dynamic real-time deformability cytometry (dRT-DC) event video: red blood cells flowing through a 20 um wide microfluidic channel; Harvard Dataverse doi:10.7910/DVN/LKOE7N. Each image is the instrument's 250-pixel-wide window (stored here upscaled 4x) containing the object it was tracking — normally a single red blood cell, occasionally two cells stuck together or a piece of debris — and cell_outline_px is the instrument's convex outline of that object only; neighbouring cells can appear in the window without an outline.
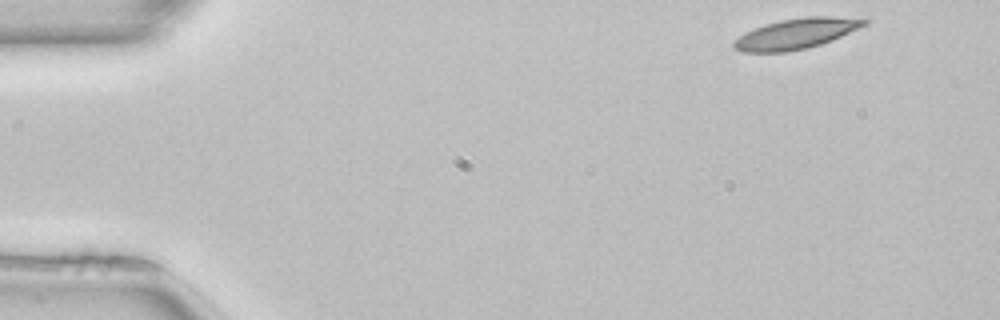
{"species": "common noctule bat (a hibernating species)", "species_latin": "Nyctalus noctula", "temperature_condition": "room temperature", "stored_images_in_passage": 47, "camera_frame_rate_fps": 3000, "um_per_image_px": 0.085, "animal": {"sex": "female", "body_mass_g": 22.7, "forearm_length_mm": 54.2}, "frame": {"image": 1, "passage_image": 1, "time_ms": 0.0, "image_size_px": [1000, 320], "cell_outline_px": [[872, 20], [868, 24], [832, 40], [808, 48], [784, 52], [740, 52], [732, 48], [732, 44], [744, 32], [764, 24], [780, 20], [808, 16], [828, 16]], "centroid_in_image_um": [67.65, 2.86], "position_along_channel_um": 17.3, "area_um2": 23.12}}
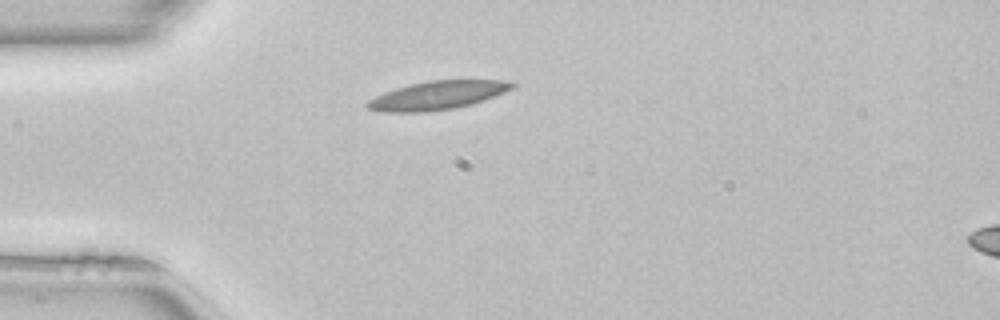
{"frame": {"image": 2, "passage_image": 10, "time_ms": 3.0, "image_size_px": [1000, 320], "cell_outline_px": [[516, 84], [512, 88], [504, 92], [484, 100], [472, 104], [456, 108], [424, 112], [380, 112], [368, 108], [364, 104], [368, 100], [384, 92], [396, 88], [428, 80], [500, 80]], "centroid_in_image_um": [37.14, 8.11], "position_along_channel_um": 47.9, "area_um2": 23.93}}
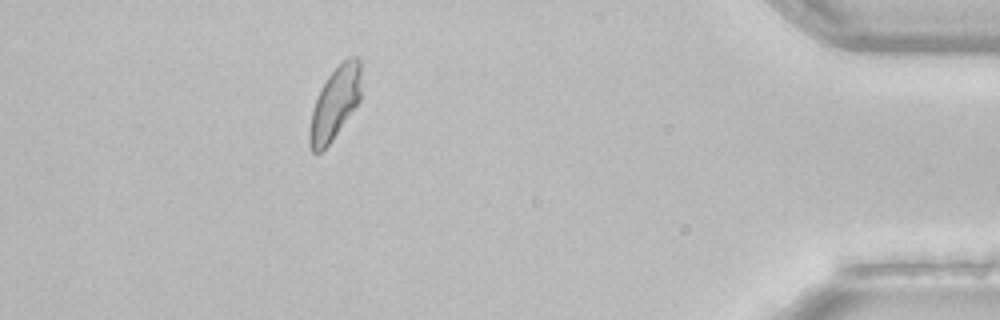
{"frame": {"image": 3, "passage_image": 42, "time_ms": 13.667, "image_size_px": [1000, 320], "cell_outline_px": [[360, 100], [332, 140], [320, 152], [312, 152], [308, 144], [308, 132], [312, 108], [320, 88], [328, 76], [344, 60], [352, 56], [360, 56]], "centroid_in_image_um": [28.44, 8.79], "position_along_channel_um": 406.8, "area_um2": 21.68}}